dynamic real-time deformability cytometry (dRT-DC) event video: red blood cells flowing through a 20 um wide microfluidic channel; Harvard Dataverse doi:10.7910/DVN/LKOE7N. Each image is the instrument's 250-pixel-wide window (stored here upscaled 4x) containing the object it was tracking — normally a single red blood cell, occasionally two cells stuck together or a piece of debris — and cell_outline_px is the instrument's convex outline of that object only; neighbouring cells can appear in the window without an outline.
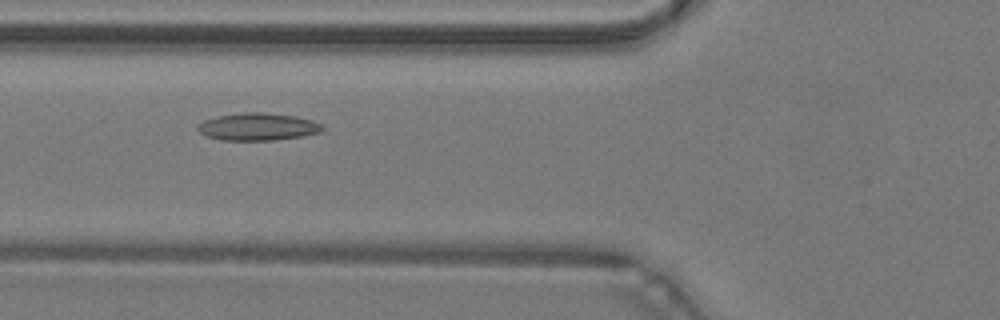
{"species": "common noctule bat (a hibernating species)", "species_latin": "Nyctalus noctula", "temperature_condition": "warm", "stored_images_in_passage": 46, "camera_frame_rate_fps": 3000, "um_per_image_px": 0.085, "animal": {"sex": "male", "body_mass_g": 19.2, "forearm_length_mm": 51.8}, "frame": {"image": 1, "passage_image": 16, "time_ms": 5.0, "image_size_px": [1000, 320], "cell_outline_px": [[324, 128], [320, 132], [300, 136], [272, 140], [220, 140], [208, 136], [200, 132], [196, 128], [204, 120], [216, 116], [244, 112], [260, 112], [296, 116], [312, 120], [320, 124]], "centroid_in_image_um": [21.89, 10.76], "position_along_channel_um": 103.9, "area_um2": 19.71}}
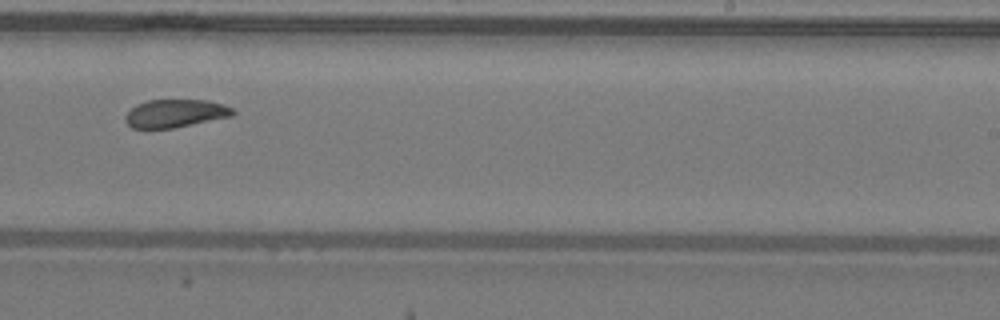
{"frame": {"image": 2, "passage_image": 28, "time_ms": 9.0, "image_size_px": [1000, 320], "cell_outline_px": [[236, 112], [232, 116], [172, 128], [132, 128], [124, 120], [124, 116], [136, 104], [148, 100], [208, 100], [224, 104], [232, 108]], "centroid_in_image_um": [14.9, 9.63], "position_along_channel_um": 274.1, "area_um2": 17.51}}
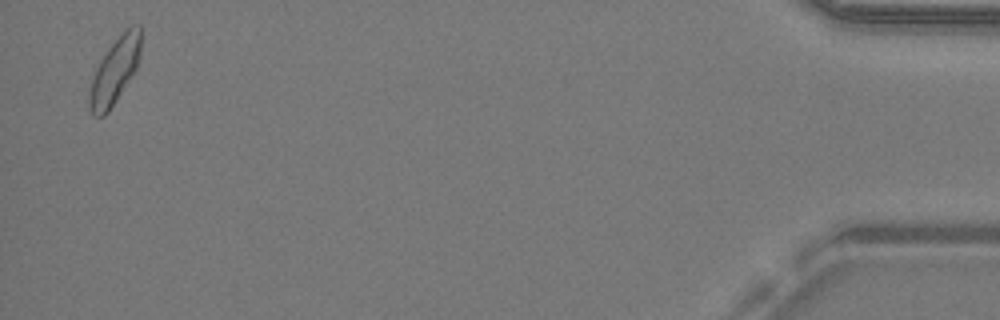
{"frame": {"image": 3, "passage_image": 45, "time_ms": 14.667, "image_size_px": [1000, 320], "cell_outline_px": [[140, 56], [136, 68], [132, 76], [108, 112], [104, 116], [92, 116], [88, 104], [88, 96], [92, 76], [100, 60], [108, 48], [132, 24], [140, 24]], "centroid_in_image_um": [9.73, 6.06], "position_along_channel_um": 425.5, "area_um2": 19.54}, "authors_computed_cell_mechanics": {"area_um2": 19.1896, "velocity_mm_per_s": 4.2593, "shape_relaxation_time_tau1_ms": 6.6857, "shape_relaxation_time_tau2_ms": 2.4257, "deformation_change_tau1": 0.1576, "deformation_change_tau2": 0.0847}}